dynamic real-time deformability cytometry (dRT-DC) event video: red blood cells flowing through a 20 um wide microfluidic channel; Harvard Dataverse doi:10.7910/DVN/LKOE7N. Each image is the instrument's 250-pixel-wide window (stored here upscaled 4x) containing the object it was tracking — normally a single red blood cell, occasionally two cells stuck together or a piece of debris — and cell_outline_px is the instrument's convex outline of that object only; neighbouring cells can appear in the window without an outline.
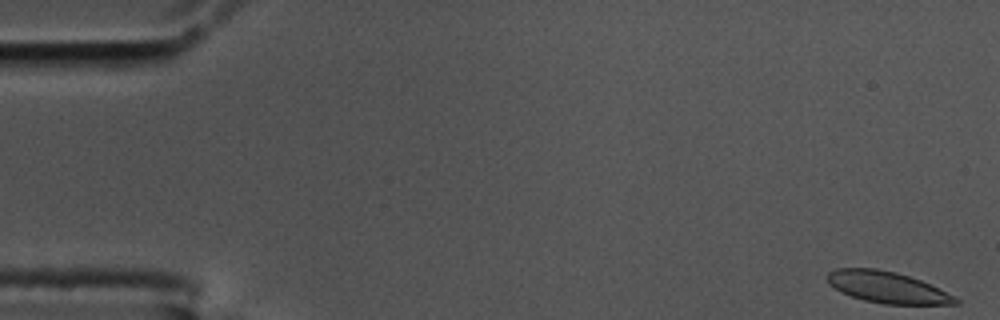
{"species": "common noctule bat (a hibernating species)", "species_latin": "Nyctalus noctula", "temperature_condition": "cold", "stored_images_in_passage": 58, "camera_frame_rate_fps": 3000, "um_per_image_px": 0.085, "animal": {"sex": "male", "body_mass_g": 17.5, "forearm_length_mm": 52.3}, "frame": {"image": 1, "passage_image": 1, "time_ms": 0.0, "image_size_px": [1000, 320], "cell_outline_px": [[960, 304], [884, 304], [864, 300], [840, 292], [828, 284], [824, 276], [828, 272], [836, 268], [876, 268], [896, 272], [920, 280], [960, 300]], "centroid_in_image_um": [75.31, 24.41], "position_along_channel_um": 9.7, "area_um2": 23.29}}
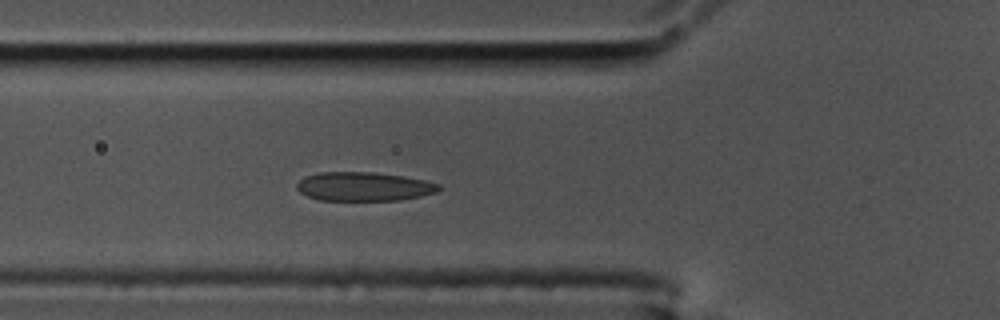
{"frame": {"image": 2, "passage_image": 20, "time_ms": 6.333, "image_size_px": [1000, 320], "cell_outline_px": [[440, 188], [436, 192], [420, 196], [400, 200], [320, 200], [308, 196], [300, 192], [296, 188], [296, 184], [304, 176], [320, 172], [372, 172], [400, 176], [424, 180], [440, 184]], "centroid_in_image_um": [30.89, 15.85], "position_along_channel_um": 94.9, "area_um2": 23.76}}
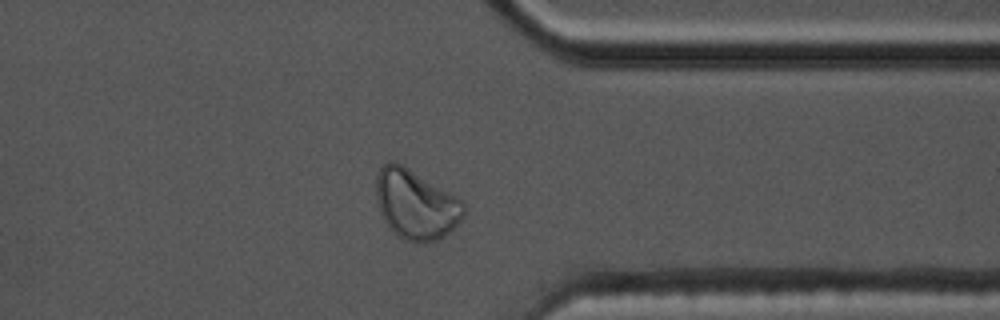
{"frame": {"image": 3, "passage_image": 45, "time_ms": 14.667, "image_size_px": [1000, 320], "cell_outline_px": [[464, 216], [444, 236], [436, 240], [424, 244], [404, 240], [392, 232], [384, 220], [380, 212], [376, 200], [376, 176], [380, 168], [388, 160], [392, 160], [400, 164], [456, 196], [464, 204]], "centroid_in_image_um": [35.3, 17.4], "position_along_channel_um": 376.1, "area_um2": 35.26}, "authors_computed_cell_mechanics": {"area_um2": 24.5939, "velocity_mm_per_s": 3.4333, "shape_relaxation_time_tau1_ms": 9.7775, "shape_relaxation_time_tau2_ms": 1.2231, "deformation_change_tau1": 0.2015, "deformation_change_tau2": 0.0534}}